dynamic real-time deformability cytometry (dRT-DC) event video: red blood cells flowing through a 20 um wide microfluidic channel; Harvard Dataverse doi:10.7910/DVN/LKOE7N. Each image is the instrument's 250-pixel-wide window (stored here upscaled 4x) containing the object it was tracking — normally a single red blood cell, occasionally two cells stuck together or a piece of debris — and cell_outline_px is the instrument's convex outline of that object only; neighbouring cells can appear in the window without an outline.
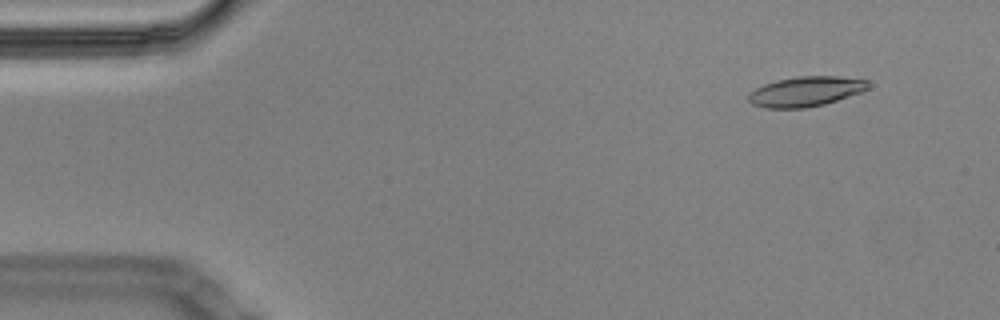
{"species": "Egyptian fruit bat (a non-hibernating species)", "species_latin": "Rousettus aegyptiacus", "temperature_condition": "cold", "stored_images_in_passage": 57, "camera_frame_rate_fps": 3000, "um_per_image_px": 0.085, "animal": {"sex": "male"}, "frame": {"image": 1, "passage_image": 5, "time_ms": 1.333, "image_size_px": [1000, 320], "cell_outline_px": [[868, 88], [860, 92], [824, 104], [804, 108], [764, 108], [752, 104], [748, 100], [748, 92], [764, 84], [776, 80], [796, 76], [836, 76], [868, 80]], "centroid_in_image_um": [68.43, 7.77], "position_along_channel_um": 16.6, "area_um2": 20.81}}
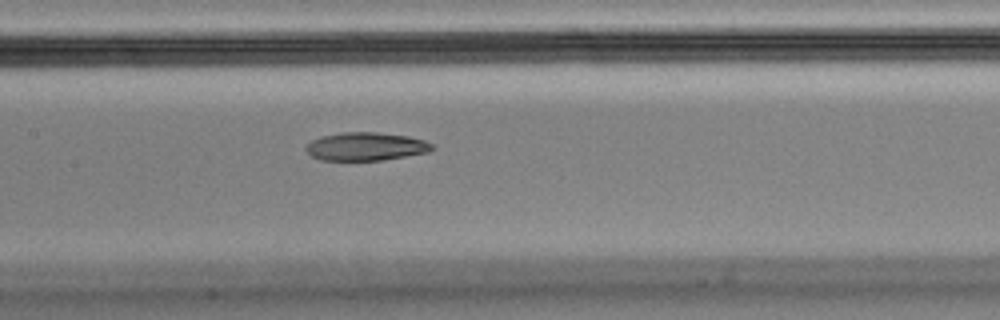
{"frame": {"image": 2, "passage_image": 27, "time_ms": 8.667, "image_size_px": [1000, 320], "cell_outline_px": [[436, 148], [428, 152], [384, 160], [320, 160], [312, 156], [304, 148], [312, 140], [320, 136], [340, 132], [376, 132], [408, 136], [424, 140], [432, 144]], "centroid_in_image_um": [31.1, 12.45], "position_along_channel_um": 176.3, "area_um2": 20.81}}
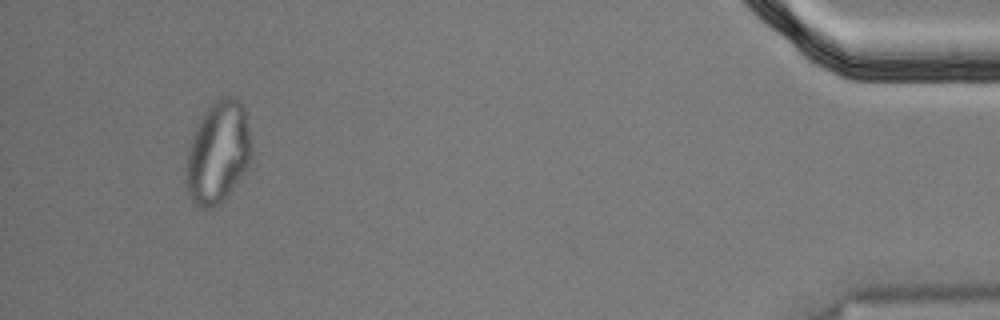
{"frame": {"image": 3, "passage_image": 54, "time_ms": 17.667, "image_size_px": [1000, 320], "cell_outline_px": [[248, 160], [240, 176], [224, 200], [220, 204], [212, 208], [200, 208], [188, 196], [188, 148], [192, 136], [200, 116], [220, 96], [236, 96], [244, 108], [248, 132]], "centroid_in_image_um": [18.49, 12.93], "position_along_channel_um": 416.7, "area_um2": 37.57}, "authors_computed_cell_mechanics": {"area_um2": 21.5594, "velocity_mm_per_s": 3.4551, "shape_relaxation_time_tau1_ms": null, "shape_relaxation_time_tau2_ms": 3.7896, "deformation_change_tau1": null, "deformation_change_tau2": 0.1068}}